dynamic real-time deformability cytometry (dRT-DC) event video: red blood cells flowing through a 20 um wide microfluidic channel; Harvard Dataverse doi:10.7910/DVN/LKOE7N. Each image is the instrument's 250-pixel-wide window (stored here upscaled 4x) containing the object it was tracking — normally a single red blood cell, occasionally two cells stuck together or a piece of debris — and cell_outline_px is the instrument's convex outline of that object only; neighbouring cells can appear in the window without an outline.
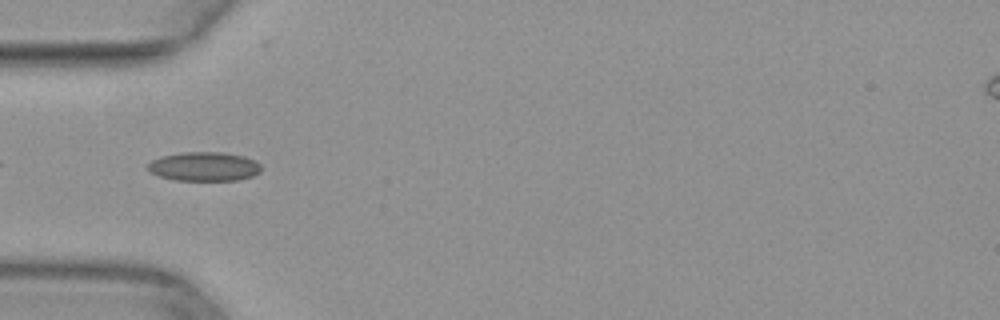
{"species": "common noctule bat (a hibernating species)", "species_latin": "Nyctalus noctula", "temperature_condition": "warm", "stored_images_in_passage": 36, "camera_frame_rate_fps": 3000, "um_per_image_px": 0.085, "animal": {"sex": "female", "body_mass_g": 29.2, "forearm_length_mm": 56.3}, "frame": {"image": 1, "passage_image": 2, "time_ms": 0.333, "image_size_px": [1000, 320], "cell_outline_px": [[260, 172], [252, 176], [236, 180], [176, 180], [160, 176], [152, 172], [148, 168], [148, 164], [152, 160], [160, 156], [180, 152], [224, 152], [244, 156], [256, 160], [260, 164]], "centroid_in_image_um": [17.37, 14.14], "position_along_channel_um": 67.6, "area_um2": 19.19}}
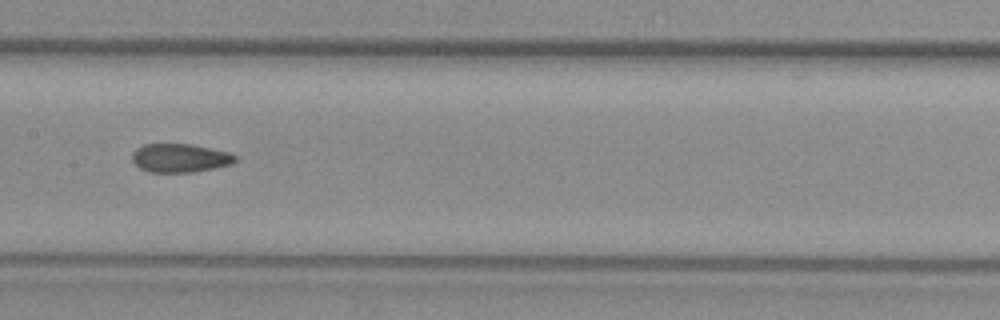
{"frame": {"image": 2, "passage_image": 11, "time_ms": 3.333, "image_size_px": [1000, 320], "cell_outline_px": [[236, 160], [232, 164], [192, 172], [148, 172], [140, 168], [132, 160], [132, 152], [136, 148], [144, 144], [192, 144], [228, 152], [236, 156]], "centroid_in_image_um": [15.27, 13.42], "position_along_channel_um": 192.1, "area_um2": 17.11}}
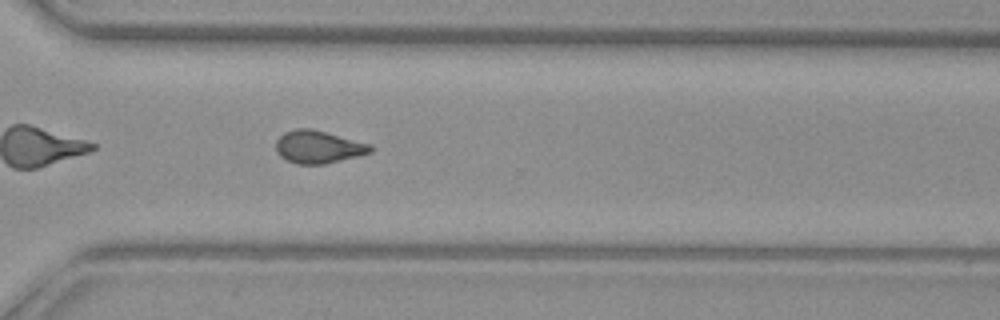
{"frame": {"image": 3, "passage_image": 22, "time_ms": 7.0, "image_size_px": [1000, 320], "cell_outline_px": [[372, 152], [324, 164], [296, 164], [280, 156], [276, 152], [276, 140], [284, 132], [296, 128], [308, 128], [372, 144]], "centroid_in_image_um": [27.03, 12.49], "position_along_channel_um": 343.6, "area_um2": 17.8}}